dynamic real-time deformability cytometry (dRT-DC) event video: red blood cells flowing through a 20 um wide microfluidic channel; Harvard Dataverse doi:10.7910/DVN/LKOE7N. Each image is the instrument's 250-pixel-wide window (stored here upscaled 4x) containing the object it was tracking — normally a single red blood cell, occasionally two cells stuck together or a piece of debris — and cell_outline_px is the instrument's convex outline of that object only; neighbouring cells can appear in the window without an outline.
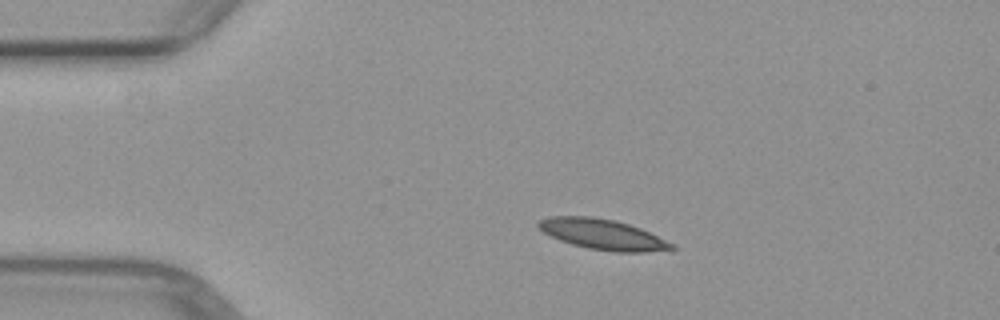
{"species": "common noctule bat (a hibernating species)", "species_latin": "Nyctalus noctula", "temperature_condition": "warm", "stored_images_in_passage": 2, "camera_frame_rate_fps": 3000, "um_per_image_px": 0.085, "animal": {"sex": "female", "body_mass_g": 29.2, "forearm_length_mm": 56.3}, "frame": {"image": 1, "passage_image": 1, "time_ms": 0.0, "image_size_px": [1000, 320], "cell_outline_px": [[676, 248], [644, 252], [612, 252], [588, 248], [572, 244], [560, 240], [544, 232], [536, 224], [540, 220], [548, 216], [592, 216], [616, 220], [640, 228], [676, 244]], "centroid_in_image_um": [51.24, 19.91], "position_along_channel_um": 33.8, "area_um2": 23.58}}